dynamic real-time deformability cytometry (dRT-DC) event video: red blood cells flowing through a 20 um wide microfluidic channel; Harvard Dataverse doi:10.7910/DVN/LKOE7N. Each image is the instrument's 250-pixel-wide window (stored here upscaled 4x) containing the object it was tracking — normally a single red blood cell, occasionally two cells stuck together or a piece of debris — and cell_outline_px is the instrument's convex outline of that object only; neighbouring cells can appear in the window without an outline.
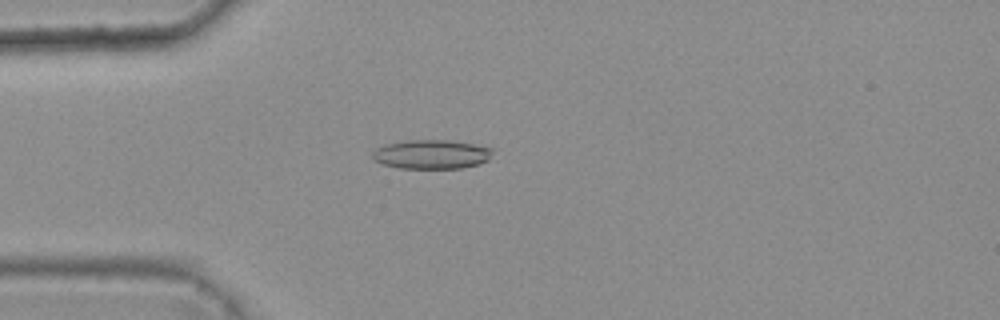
{"species": "common noctule bat (a hibernating species)", "species_latin": "Nyctalus noctula", "temperature_condition": "warm", "stored_images_in_passage": 5, "camera_frame_rate_fps": 3000, "um_per_image_px": 0.085, "animal": {"sex": "female", "body_mass_g": 25.1}, "frame": {"image": 1, "passage_image": 5, "time_ms": 1.333, "image_size_px": [1000, 320], "cell_outline_px": [[492, 152], [488, 160], [480, 164], [460, 168], [400, 168], [384, 164], [372, 160], [372, 152], [376, 148], [384, 144], [408, 140], [448, 140], [472, 144], [492, 148]], "centroid_in_image_um": [36.64, 13.11], "position_along_channel_um": 48.4, "area_um2": 20.35}}